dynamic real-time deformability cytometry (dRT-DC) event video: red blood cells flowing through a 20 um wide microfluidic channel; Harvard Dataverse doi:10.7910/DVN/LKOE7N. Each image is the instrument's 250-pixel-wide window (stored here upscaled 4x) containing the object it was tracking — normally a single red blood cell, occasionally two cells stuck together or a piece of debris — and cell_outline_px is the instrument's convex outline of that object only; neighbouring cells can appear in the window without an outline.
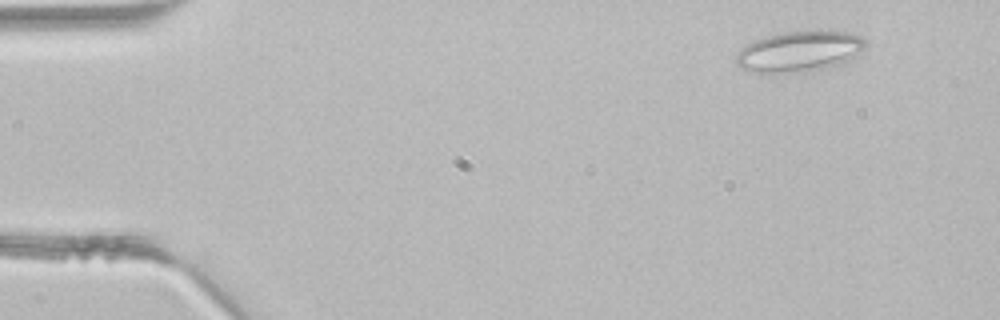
{"species": "common noctule bat (a hibernating species)", "species_latin": "Nyctalus noctula", "temperature_condition": "room temperature", "stored_images_in_passage": 3, "camera_frame_rate_fps": 3000, "um_per_image_px": 0.085, "animal": {"sex": "male", "body_mass_g": 21.5, "forearm_length_mm": 52.0}, "frame": {"image": 1, "passage_image": 1, "time_ms": 0.0, "image_size_px": [1000, 320], "cell_outline_px": [[864, 48], [856, 56], [844, 64], [804, 72], [752, 72], [740, 68], [736, 64], [736, 56], [740, 48], [756, 40], [768, 36], [784, 32], [820, 28], [832, 28], [848, 32], [860, 36], [864, 40]], "centroid_in_image_um": [68.0, 4.33], "position_along_channel_um": 17.0, "area_um2": 31.33}}